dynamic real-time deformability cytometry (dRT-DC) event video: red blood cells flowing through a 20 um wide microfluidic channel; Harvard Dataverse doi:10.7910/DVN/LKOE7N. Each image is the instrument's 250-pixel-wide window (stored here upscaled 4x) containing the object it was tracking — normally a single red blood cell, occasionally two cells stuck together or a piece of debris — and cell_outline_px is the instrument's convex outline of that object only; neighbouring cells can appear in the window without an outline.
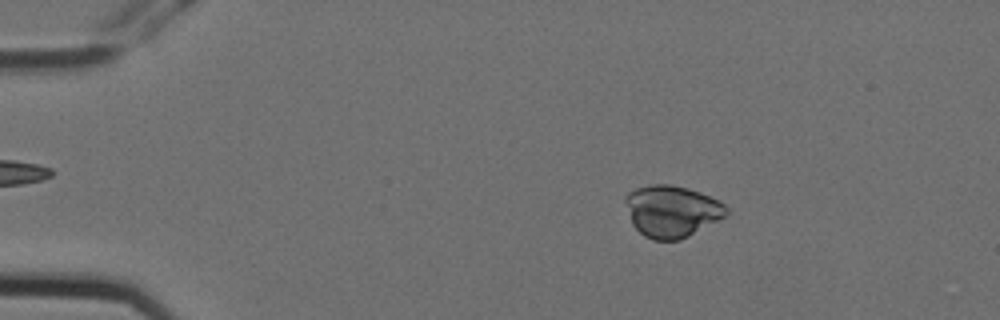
{"species": "Egyptian fruit bat (a non-hibernating species)", "species_latin": "Rousettus aegyptiacus", "temperature_condition": "cold", "stored_images_in_passage": 5, "camera_frame_rate_fps": 3000, "um_per_image_px": 0.085, "animal": {"sex": "female"}, "frame": {"image": 1, "passage_image": 2, "time_ms": 0.333, "image_size_px": [1000, 320], "cell_outline_px": [[728, 212], [724, 216], [688, 236], [680, 240], [652, 240], [644, 236], [632, 224], [624, 200], [624, 196], [628, 192], [636, 188], [652, 184], [672, 184], [688, 188], [700, 192], [724, 204], [728, 208]], "centroid_in_image_um": [57.06, 17.94], "position_along_channel_um": 27.9, "area_um2": 30.29}}
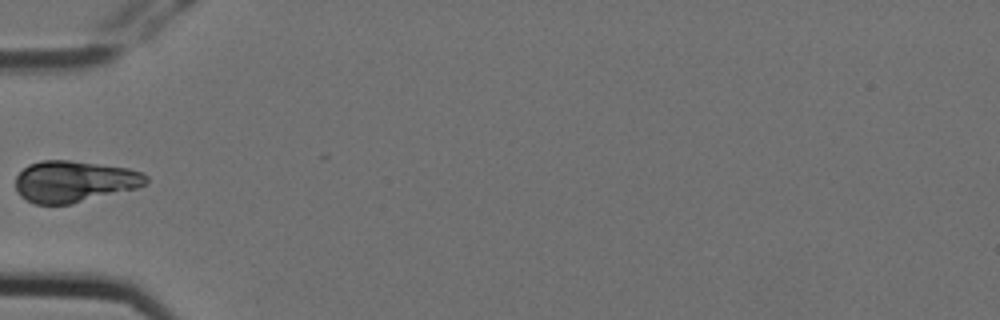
{"frame": {"image": 2, "passage_image": 4, "time_ms": 1.0, "image_size_px": [1000, 320], "cell_outline_px": [[148, 184], [136, 188], [72, 204], [36, 204], [20, 196], [16, 192], [16, 176], [28, 164], [40, 160], [68, 160], [128, 168], [144, 172], [148, 176]], "centroid_in_image_um": [6.32, 15.42], "position_along_channel_um": 78.7, "area_um2": 31.62}}
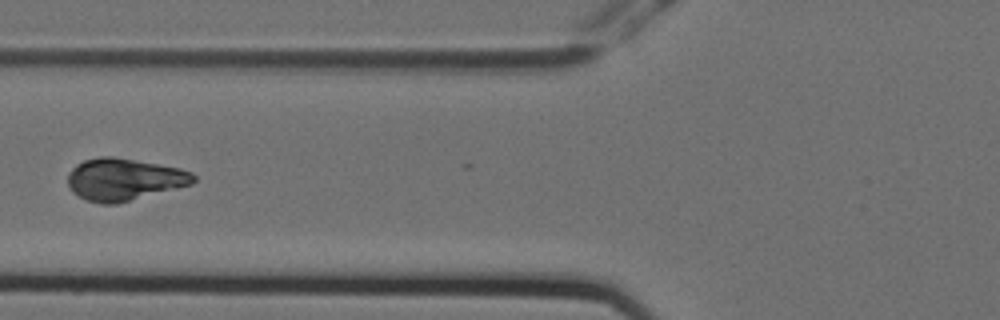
{"frame": {"image": 3, "passage_image": 5, "time_ms": 1.333, "image_size_px": [1000, 320], "cell_outline_px": [[196, 180], [192, 184], [116, 204], [100, 204], [88, 200], [72, 192], [68, 184], [68, 172], [76, 164], [84, 160], [100, 156], [112, 156], [180, 168], [192, 172], [196, 176]], "centroid_in_image_um": [10.54, 15.24], "position_along_channel_um": 115.3, "area_um2": 30.75}}